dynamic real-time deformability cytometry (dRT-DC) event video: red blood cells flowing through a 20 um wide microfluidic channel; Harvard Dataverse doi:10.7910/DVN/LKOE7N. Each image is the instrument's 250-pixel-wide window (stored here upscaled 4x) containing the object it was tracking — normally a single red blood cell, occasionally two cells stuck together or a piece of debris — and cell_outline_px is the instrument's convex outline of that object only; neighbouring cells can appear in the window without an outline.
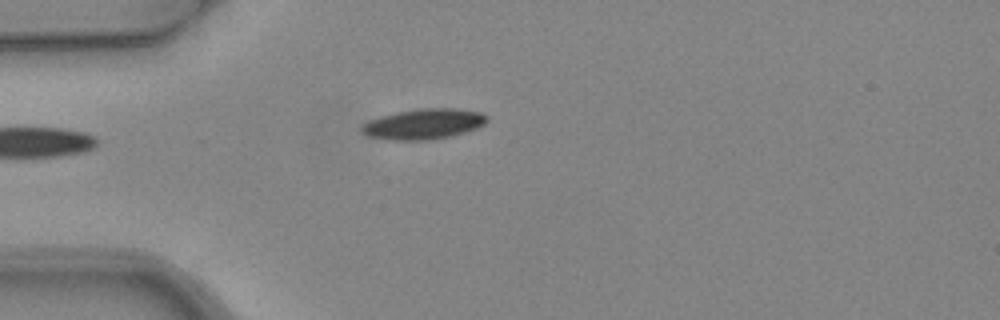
{"species": "common noctule bat (a hibernating species)", "species_latin": "Nyctalus noctula", "temperature_condition": "warm", "stored_images_in_passage": 5, "camera_frame_rate_fps": 3000, "um_per_image_px": 0.085, "animal": {"sex": "female", "body_mass_g": 24.6, "forearm_length_mm": 56.2}, "frame": {"image": 1, "passage_image": 5, "time_ms": 1.333, "image_size_px": [1000, 320], "cell_outline_px": [[488, 120], [484, 124], [476, 128], [452, 136], [428, 140], [392, 140], [368, 136], [360, 132], [360, 128], [368, 120], [380, 116], [396, 112], [420, 108], [456, 108], [480, 112], [488, 116]], "centroid_in_image_um": [36.0, 10.53], "position_along_channel_um": 49.0, "area_um2": 22.31}}